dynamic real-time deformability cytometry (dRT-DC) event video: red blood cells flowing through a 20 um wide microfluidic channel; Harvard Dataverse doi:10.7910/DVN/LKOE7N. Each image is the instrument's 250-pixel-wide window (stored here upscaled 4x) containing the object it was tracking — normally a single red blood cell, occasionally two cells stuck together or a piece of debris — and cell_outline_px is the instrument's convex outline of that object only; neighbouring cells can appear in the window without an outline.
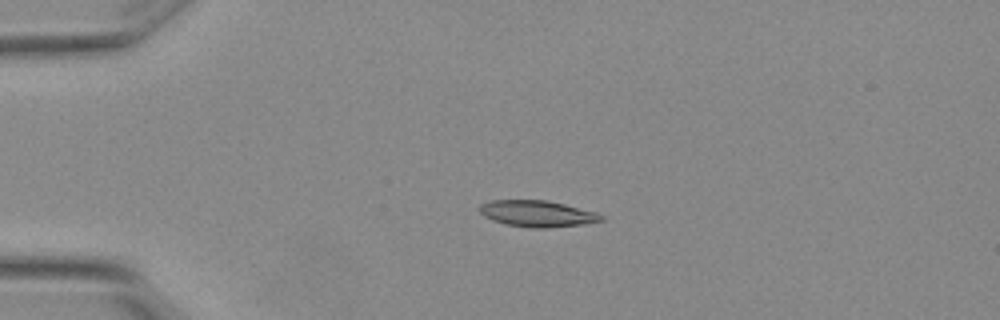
{"species": "Egyptian fruit bat (a non-hibernating species)", "species_latin": "Rousettus aegyptiacus", "temperature_condition": "warm", "stored_images_in_passage": 4, "camera_frame_rate_fps": 3000, "um_per_image_px": 0.085, "animal": {"sex": "female"}, "frame": {"image": 1, "passage_image": 2, "time_ms": 0.333, "image_size_px": [1000, 320], "cell_outline_px": [[604, 220], [584, 224], [548, 228], [532, 228], [504, 224], [492, 220], [484, 216], [480, 212], [480, 204], [492, 200], [548, 200], [596, 212], [604, 216]], "centroid_in_image_um": [45.67, 18.16], "position_along_channel_um": 39.3, "area_um2": 18.73}}